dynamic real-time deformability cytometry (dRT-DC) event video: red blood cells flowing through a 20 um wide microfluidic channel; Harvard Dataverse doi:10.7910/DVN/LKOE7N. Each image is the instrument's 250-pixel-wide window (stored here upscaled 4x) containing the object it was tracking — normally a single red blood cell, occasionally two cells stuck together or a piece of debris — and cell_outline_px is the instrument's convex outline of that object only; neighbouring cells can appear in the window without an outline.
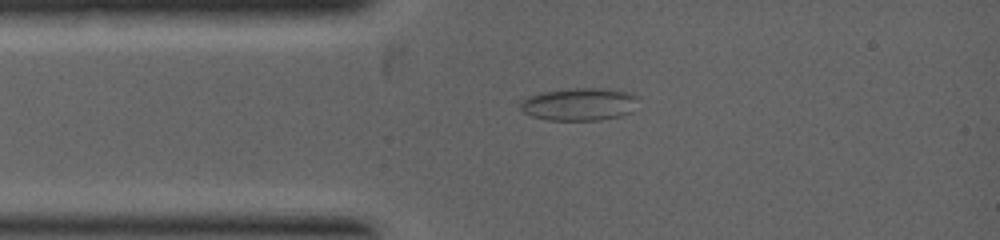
{"species": "common noctule bat (a hibernating species)", "species_latin": "Nyctalus noctula", "temperature_condition": "warm", "stored_images_in_passage": 7, "camera_frame_rate_fps": 5000, "um_per_image_px": 0.085, "animal": {"sex": "female", "body_mass_g": 19.0, "forearm_length_mm": 53.3}, "frame": {"image": 1, "passage_image": 3, "time_ms": 0.6, "image_size_px": [1000, 240], "cell_outline_px": [[640, 96], [632, 112], [620, 116], [600, 120], [548, 120], [532, 116], [524, 112], [520, 108], [520, 100], [528, 96], [544, 92], [576, 88], [604, 88], [632, 92]], "centroid_in_image_um": [49.29, 8.85], "position_along_channel_um": 35.7, "area_um2": 22.66}}
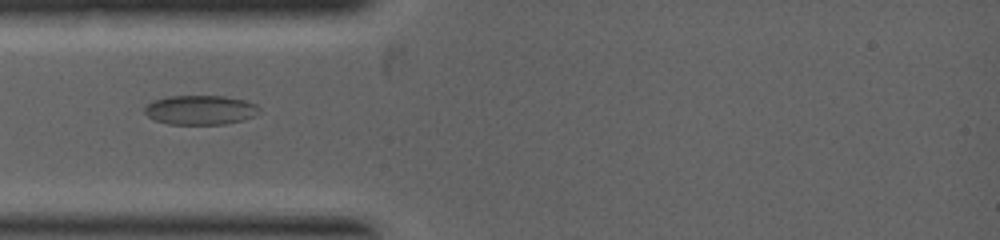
{"frame": {"image": 2, "passage_image": 5, "time_ms": 1.2, "image_size_px": [1000, 240], "cell_outline_px": [[260, 108], [252, 116], [244, 120], [224, 124], [168, 124], [156, 120], [148, 116], [144, 112], [144, 108], [152, 100], [168, 96], [224, 96], [244, 100], [256, 104]], "centroid_in_image_um": [17.0, 9.34], "position_along_channel_um": 68.0, "area_um2": 19.54}}